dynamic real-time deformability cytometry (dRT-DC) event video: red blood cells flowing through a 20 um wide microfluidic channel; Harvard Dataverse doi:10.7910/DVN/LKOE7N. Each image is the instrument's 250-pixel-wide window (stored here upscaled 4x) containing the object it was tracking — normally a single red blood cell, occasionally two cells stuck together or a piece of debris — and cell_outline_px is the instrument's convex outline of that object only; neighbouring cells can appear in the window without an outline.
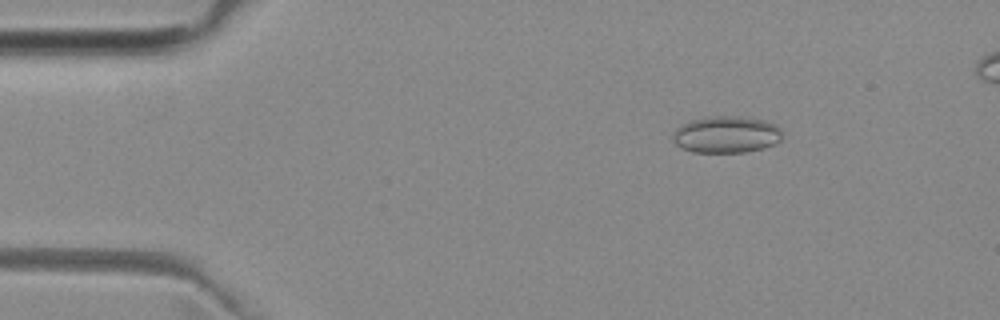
{"species": "common noctule bat (a hibernating species)", "species_latin": "Nyctalus noctula", "temperature_condition": "room temperature", "stored_images_in_passage": 44, "camera_frame_rate_fps": 3000, "um_per_image_px": 0.085, "animal": {"sex": "female", "body_mass_g": 29.2, "forearm_length_mm": 56.3}, "frame": {"image": 1, "passage_image": 1, "time_ms": 0.0, "image_size_px": [1000, 320], "cell_outline_px": [[784, 136], [776, 144], [764, 148], [744, 152], [692, 152], [676, 144], [672, 140], [672, 136], [676, 128], [680, 124], [704, 116], [736, 116], [764, 120], [776, 124], [784, 132]], "centroid_in_image_um": [61.77, 11.43], "position_along_channel_um": 23.2, "area_um2": 23.81}}
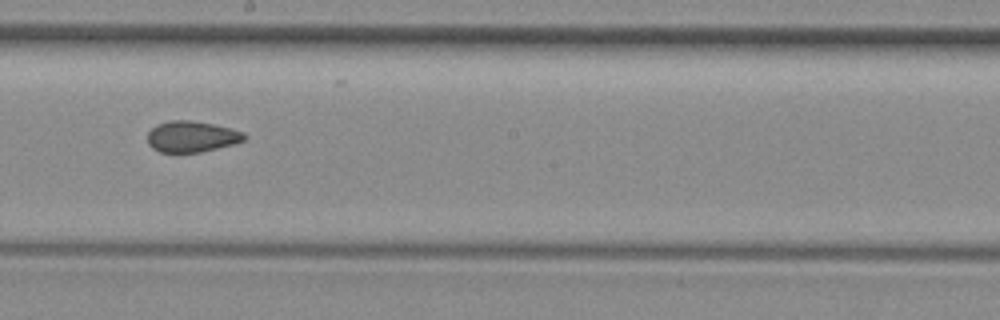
{"frame": {"image": 2, "passage_image": 22, "time_ms": 7.0, "image_size_px": [1000, 320], "cell_outline_px": [[248, 136], [244, 140], [232, 144], [200, 152], [160, 152], [152, 148], [148, 144], [148, 132], [156, 124], [172, 120], [188, 120], [212, 124], [232, 128], [244, 132]], "centroid_in_image_um": [16.29, 11.6], "position_along_channel_um": 231.9, "area_um2": 17.46}}
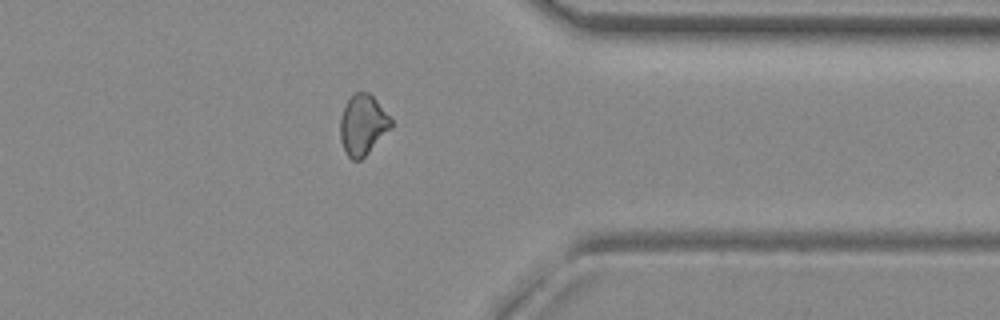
{"frame": {"image": 3, "passage_image": 34, "time_ms": 11.0, "image_size_px": [1000, 320], "cell_outline_px": [[392, 128], [360, 160], [352, 160], [348, 156], [340, 140], [340, 116], [348, 100], [356, 92], [368, 92], [376, 100], [392, 120]], "centroid_in_image_um": [30.83, 10.62], "position_along_channel_um": 380.6, "area_um2": 17.63}}